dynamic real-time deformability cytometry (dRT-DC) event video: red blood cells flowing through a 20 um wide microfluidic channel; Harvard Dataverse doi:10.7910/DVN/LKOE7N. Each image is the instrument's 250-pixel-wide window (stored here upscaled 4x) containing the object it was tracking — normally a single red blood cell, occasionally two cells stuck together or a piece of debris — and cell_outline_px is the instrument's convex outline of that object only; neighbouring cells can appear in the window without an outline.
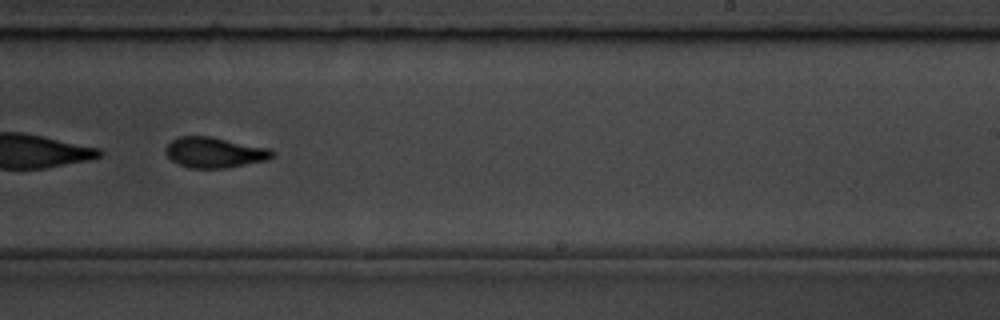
{"species": "common noctule bat (a hibernating species)", "species_latin": "Nyctalus noctula", "temperature_condition": "room temperature", "stored_images_in_passage": 56, "camera_frame_rate_fps": 3000, "um_per_image_px": 0.085, "animal": {"sex": "male", "body_mass_g": 19.5, "forearm_length_mm": 54.6}, "frame": {"image": 1, "passage_image": 36, "time_ms": 11.667, "image_size_px": [1000, 320], "cell_outline_px": [[276, 156], [268, 160], [228, 168], [188, 168], [172, 160], [164, 152], [164, 148], [176, 136], [212, 136], [272, 148], [276, 152]], "centroid_in_image_um": [18.3, 12.95], "position_along_channel_um": 270.7, "area_um2": 19.48}}